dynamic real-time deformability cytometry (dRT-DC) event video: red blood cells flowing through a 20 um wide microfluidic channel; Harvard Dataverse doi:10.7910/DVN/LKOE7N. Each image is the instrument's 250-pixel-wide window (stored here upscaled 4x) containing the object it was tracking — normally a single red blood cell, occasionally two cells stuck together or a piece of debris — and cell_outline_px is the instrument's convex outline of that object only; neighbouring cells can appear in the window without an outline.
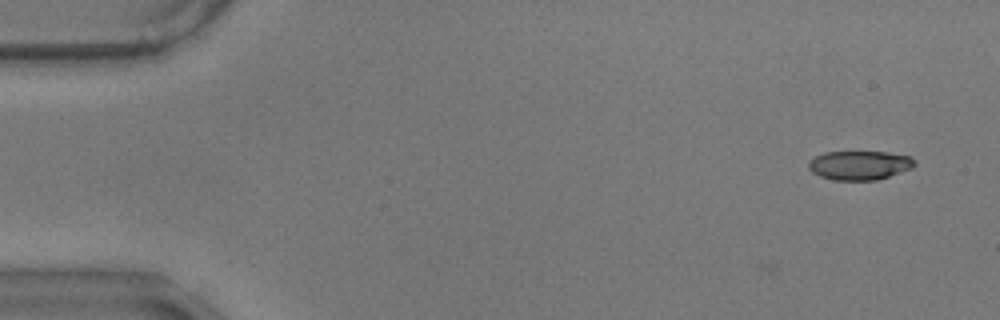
{"species": "common noctule bat (a hibernating species)", "species_latin": "Nyctalus noctula", "temperature_condition": "warm", "stored_images_in_passage": 5, "camera_frame_rate_fps": 3000, "um_per_image_px": 0.085, "animal": {"sex": "male", "body_mass_g": 17.9}, "frame": {"image": 1, "passage_image": 5, "time_ms": 1.333, "image_size_px": [1000, 320], "cell_outline_px": [[916, 164], [912, 168], [876, 180], [832, 180], [820, 176], [812, 172], [808, 168], [808, 160], [824, 152], [888, 152], [912, 156]], "centroid_in_image_um": [73.05, 14.04], "position_along_channel_um": 12.0, "area_um2": 18.03}}